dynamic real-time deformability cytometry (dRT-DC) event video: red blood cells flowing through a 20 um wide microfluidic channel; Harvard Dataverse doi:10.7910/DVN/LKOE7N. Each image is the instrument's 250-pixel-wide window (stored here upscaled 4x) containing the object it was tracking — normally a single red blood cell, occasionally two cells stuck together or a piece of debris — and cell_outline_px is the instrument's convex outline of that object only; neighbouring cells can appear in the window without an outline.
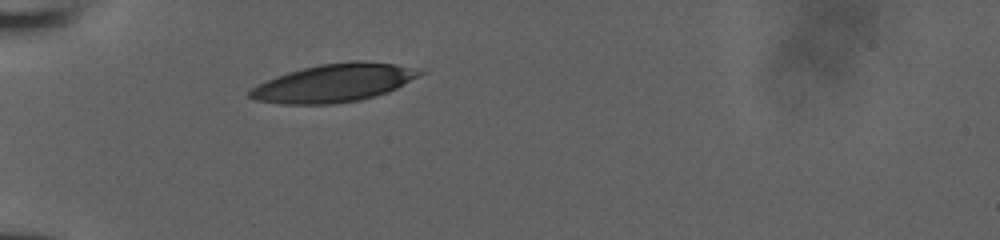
{"species": "human", "species_latin": "Homo sapiens", "temperature_condition": "room temperature", "stored_images_in_passage": 28, "camera_frame_rate_fps": 3000, "um_per_image_px": 0.085, "donor": {"sex": "male"}, "frame": {"image": 1, "passage_image": 1, "time_ms": 0.0, "image_size_px": [1000, 240], "cell_outline_px": [[428, 72], [388, 92], [360, 100], [332, 104], [280, 104], [256, 100], [248, 96], [248, 92], [256, 84], [276, 76], [288, 72], [320, 64], [352, 60], [360, 60], [396, 64]], "centroid_in_image_um": [28.39, 7.05], "position_along_channel_um": 56.6, "area_um2": 37.74}}
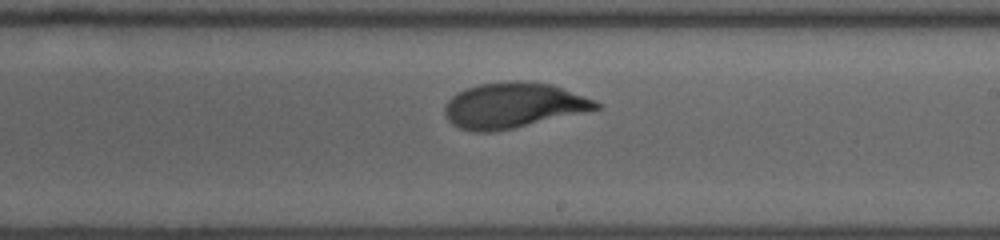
{"frame": {"image": 2, "passage_image": 16, "time_ms": 5.0, "image_size_px": [1000, 240], "cell_outline_px": [[600, 108], [512, 128], [488, 132], [476, 132], [460, 128], [452, 124], [448, 120], [444, 112], [444, 104], [456, 92], [480, 84], [516, 80], [524, 80], [552, 84], [592, 100], [600, 104]], "centroid_in_image_um": [43.55, 8.94], "position_along_channel_um": 245.5, "area_um2": 39.42}}
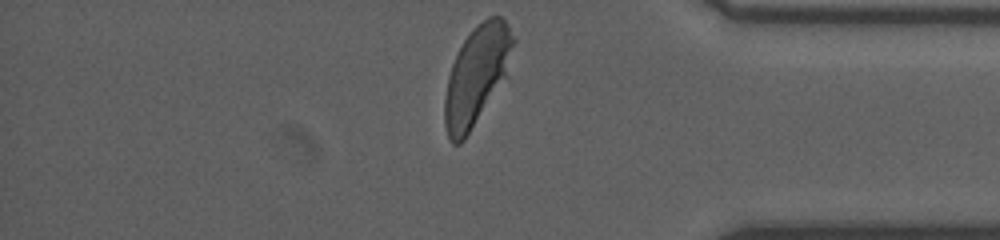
{"frame": {"image": 3, "passage_image": 28, "time_ms": 9.0, "image_size_px": [1000, 240], "cell_outline_px": [[516, 40], [508, 76], [464, 140], [460, 144], [452, 144], [448, 136], [444, 124], [444, 100], [448, 76], [452, 64], [464, 40], [472, 28], [476, 24], [488, 16], [504, 16]], "centroid_in_image_um": [40.56, 6.38], "position_along_channel_um": 394.6, "area_um2": 40.11}}